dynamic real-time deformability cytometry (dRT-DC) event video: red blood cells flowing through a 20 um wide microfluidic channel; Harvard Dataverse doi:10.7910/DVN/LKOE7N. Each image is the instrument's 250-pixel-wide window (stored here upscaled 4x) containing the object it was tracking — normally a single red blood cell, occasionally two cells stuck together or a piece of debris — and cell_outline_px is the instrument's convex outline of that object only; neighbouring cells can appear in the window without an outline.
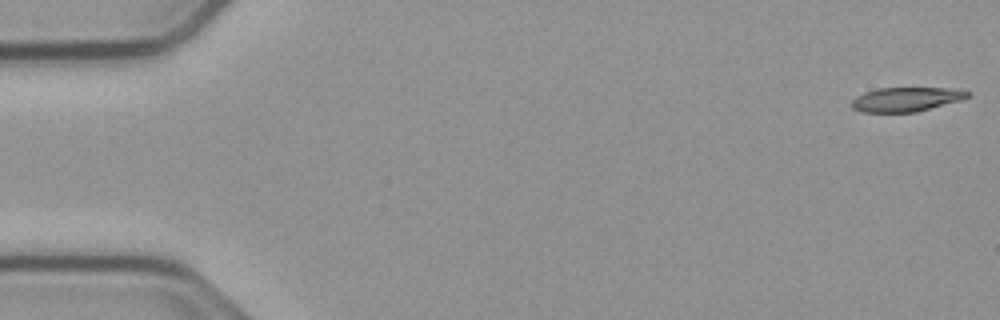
{"species": "common noctule bat (a hibernating species)", "species_latin": "Nyctalus noctula", "temperature_condition": "cold", "stored_images_in_passage": 17, "camera_frame_rate_fps": 3000, "um_per_image_px": 0.085, "animal": {"sex": "male", "body_mass_g": 23.1, "forearm_length_mm": 52.7}, "frame": {"image": 1, "passage_image": 1, "time_ms": 0.0, "image_size_px": [1000, 320], "cell_outline_px": [[968, 96], [960, 100], [916, 112], [860, 112], [852, 108], [848, 104], [856, 96], [864, 92], [880, 88], [944, 88], [968, 92]], "centroid_in_image_um": [76.9, 8.45], "position_along_channel_um": 8.1, "area_um2": 16.18}}
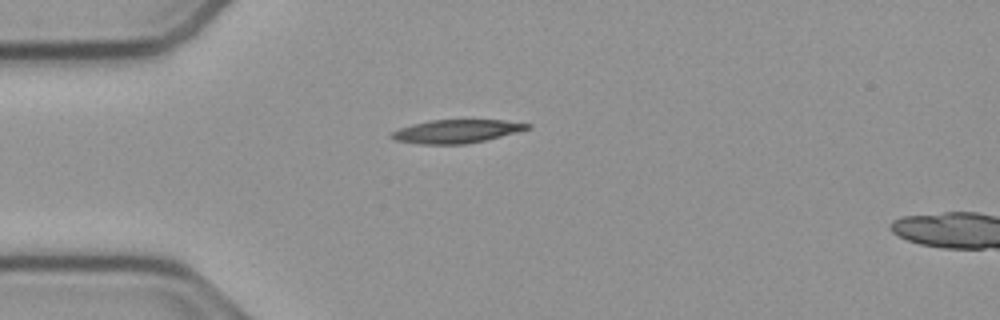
{"frame": {"image": 2, "passage_image": 14, "time_ms": 4.333, "image_size_px": [1000, 320], "cell_outline_px": [[532, 128], [484, 140], [464, 144], [420, 144], [396, 140], [392, 136], [392, 132], [400, 128], [412, 124], [432, 120], [504, 120], [532, 124]], "centroid_in_image_um": [38.84, 11.15], "position_along_channel_um": 46.2, "area_um2": 18.21}}